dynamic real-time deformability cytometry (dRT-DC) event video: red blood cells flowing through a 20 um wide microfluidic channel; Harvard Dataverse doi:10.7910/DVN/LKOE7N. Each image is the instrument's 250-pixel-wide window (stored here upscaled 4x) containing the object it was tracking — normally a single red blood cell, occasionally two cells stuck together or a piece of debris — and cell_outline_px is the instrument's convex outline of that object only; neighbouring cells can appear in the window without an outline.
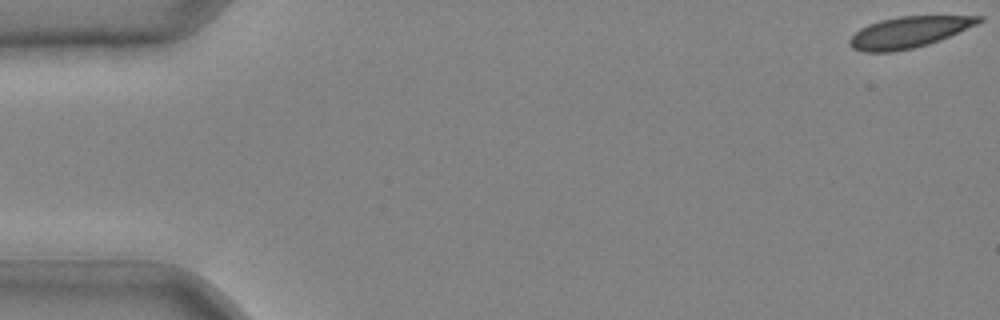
{"species": "common noctule bat (a hibernating species)", "species_latin": "Nyctalus noctula", "temperature_condition": "cold", "stored_images_in_passage": 39, "camera_frame_rate_fps": 3000, "um_per_image_px": 0.085, "animal": {"sex": "male", "body_mass_g": 20.4}, "frame": {"image": 1, "passage_image": 1, "time_ms": 0.0, "image_size_px": [1000, 320], "cell_outline_px": [[984, 20], [976, 24], [940, 40], [928, 44], [912, 48], [892, 52], [864, 52], [852, 48], [848, 44], [848, 40], [860, 28], [868, 24], [880, 20], [900, 16], [984, 16]], "centroid_in_image_um": [77.21, 2.74], "position_along_channel_um": 7.8, "area_um2": 23.29}}
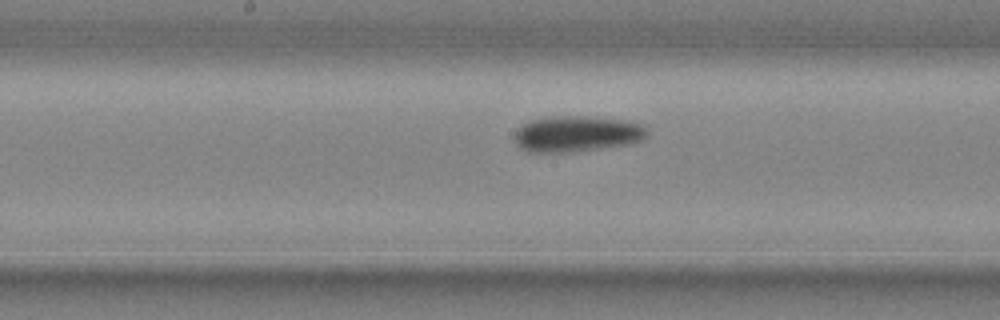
{"frame": {"image": 2, "passage_image": 23, "time_ms": 7.333, "image_size_px": [1000, 320], "cell_outline_px": [[648, 136], [640, 140], [628, 144], [572, 152], [528, 152], [520, 148], [516, 144], [512, 136], [516, 128], [532, 120], [548, 116], [588, 116], [632, 120], [644, 124], [648, 128]], "centroid_in_image_um": [49.04, 11.36], "position_along_channel_um": 199.2, "area_um2": 28.38}}
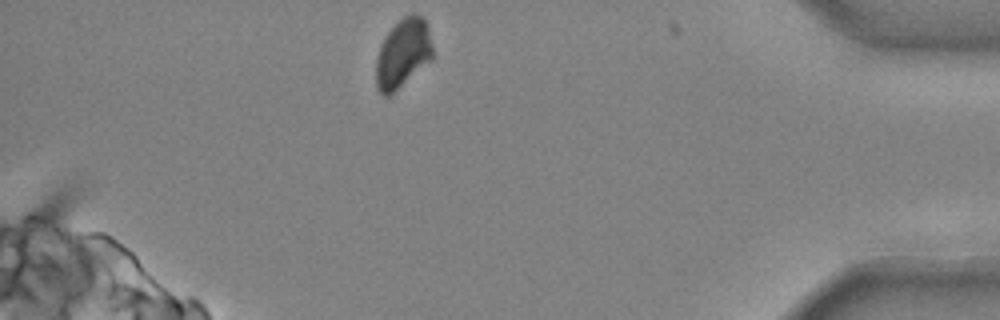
{"frame": {"image": 3, "passage_image": 39, "time_ms": 12.667, "image_size_px": [1000, 320], "cell_outline_px": [[432, 60], [388, 96], [384, 96], [376, 88], [376, 60], [380, 44], [384, 36], [404, 16], [412, 12], [424, 16], [428, 28], [432, 48]], "centroid_in_image_um": [34.24, 4.51], "position_along_channel_um": 401.0, "area_um2": 22.72}}